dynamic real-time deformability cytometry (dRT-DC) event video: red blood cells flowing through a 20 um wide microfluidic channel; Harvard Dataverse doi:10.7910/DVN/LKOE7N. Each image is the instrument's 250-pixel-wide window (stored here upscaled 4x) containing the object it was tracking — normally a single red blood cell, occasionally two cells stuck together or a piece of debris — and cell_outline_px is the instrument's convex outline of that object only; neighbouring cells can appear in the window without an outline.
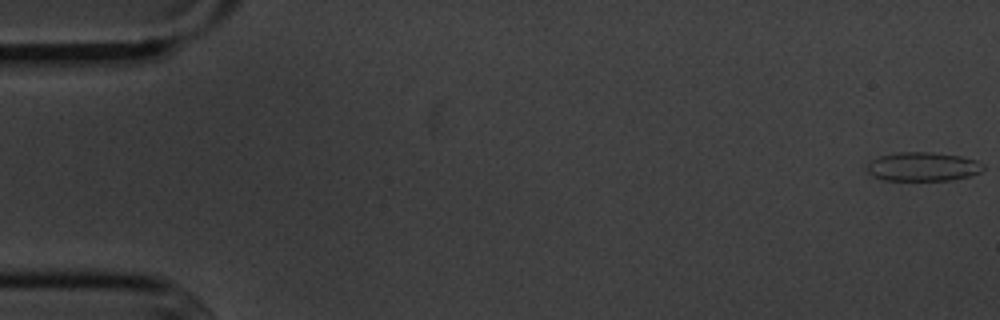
{"species": "common noctule bat (a hibernating species)", "species_latin": "Nyctalus noctula", "temperature_condition": "cold", "stored_images_in_passage": 55, "camera_frame_rate_fps": 3000, "um_per_image_px": 0.085, "animal": {"sex": "male", "body_mass_g": 20.1, "forearm_length_mm": 53.5}, "frame": {"image": 1, "passage_image": 1, "time_ms": 0.0, "image_size_px": [1000, 320], "cell_outline_px": [[984, 168], [980, 172], [968, 176], [952, 180], [884, 180], [872, 176], [864, 168], [872, 160], [880, 156], [896, 152], [932, 152], [960, 156], [976, 160], [984, 164]], "centroid_in_image_um": [78.42, 14.16], "position_along_channel_um": 6.6, "area_um2": 19.65}}
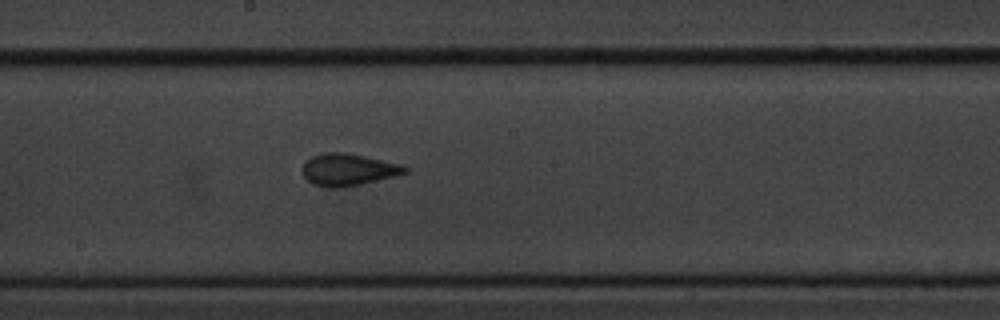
{"frame": {"image": 2, "passage_image": 30, "time_ms": 9.667, "image_size_px": [1000, 320], "cell_outline_px": [[408, 172], [396, 176], [360, 184], [340, 188], [328, 188], [312, 184], [304, 176], [304, 164], [312, 156], [320, 152], [344, 152], [404, 164], [408, 168]], "centroid_in_image_um": [29.63, 14.42], "position_along_channel_um": 218.6, "area_um2": 19.19}}
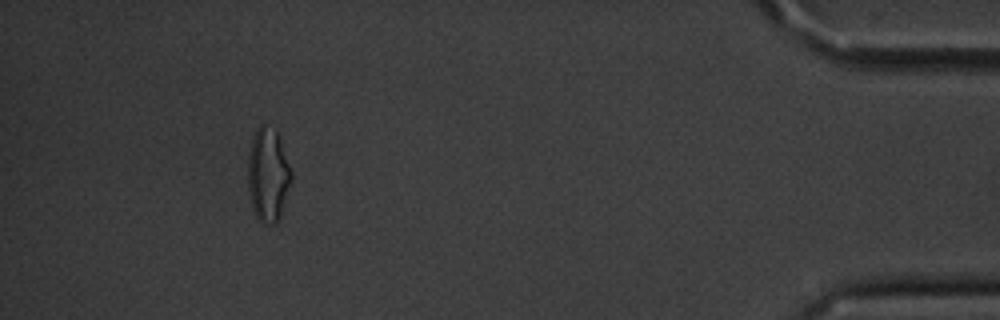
{"frame": {"image": 3, "passage_image": 51, "time_ms": 16.667, "image_size_px": [1000, 320], "cell_outline_px": [[292, 180], [280, 216], [276, 224], [260, 224], [252, 208], [248, 188], [248, 156], [252, 140], [256, 128], [260, 124], [264, 124], [276, 128], [292, 168]], "centroid_in_image_um": [22.8, 14.85], "position_along_channel_um": 412.4, "area_um2": 24.22}, "authors_computed_cell_mechanics": {"area_um2": 19.1318, "velocity_mm_per_s": 3.6281, "shape_relaxation_time_tau1_ms": 4.5672, "shape_relaxation_time_tau2_ms": 1.3967, "deformation_change_tau1": 0.1131, "deformation_change_tau2": 0.0863}}